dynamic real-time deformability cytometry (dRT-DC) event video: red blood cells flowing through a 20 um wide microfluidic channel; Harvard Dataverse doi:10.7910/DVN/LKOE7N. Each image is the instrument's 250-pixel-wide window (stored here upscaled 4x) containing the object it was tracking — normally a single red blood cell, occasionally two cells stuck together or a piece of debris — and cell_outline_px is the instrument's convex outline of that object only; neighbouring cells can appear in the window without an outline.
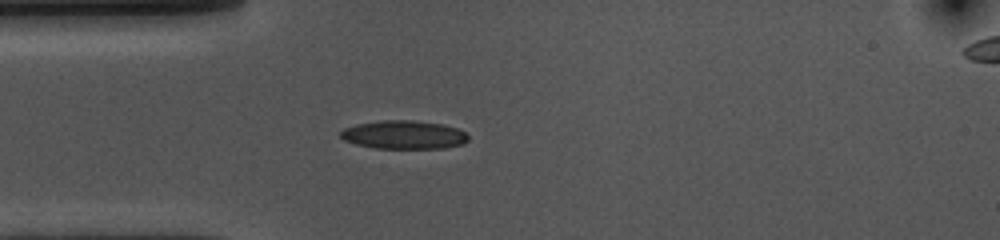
{"species": "common noctule bat (a hibernating species)", "species_latin": "Nyctalus noctula", "temperature_condition": "cold", "stored_images_in_passage": 41, "camera_frame_rate_fps": 3000, "um_per_image_px": 0.085, "animal": {"sex": "female", "body_mass_g": 10.0, "forearm_length_mm": 53.1}, "frame": {"image": 1, "passage_image": 1, "time_ms": 0.0, "image_size_px": [1000, 240], "cell_outline_px": [[468, 140], [464, 144], [444, 148], [376, 148], [356, 144], [344, 140], [340, 136], [340, 132], [344, 128], [356, 124], [384, 120], [412, 120], [444, 124], [456, 128], [464, 132], [468, 136]], "centroid_in_image_um": [34.33, 11.45], "position_along_channel_um": 50.7, "area_um2": 21.15}}
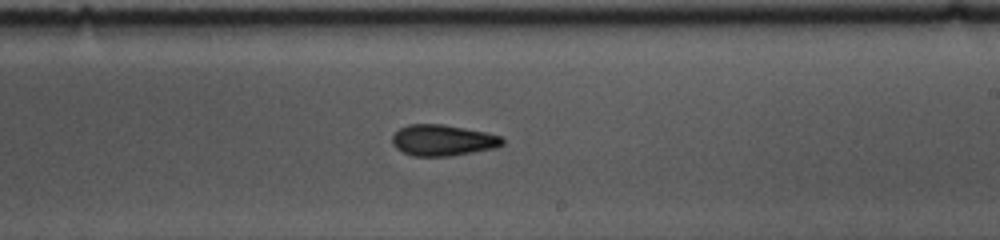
{"frame": {"image": 2, "passage_image": 18, "time_ms": 5.667, "image_size_px": [1000, 240], "cell_outline_px": [[504, 144], [496, 148], [452, 156], [412, 156], [396, 148], [392, 144], [392, 136], [400, 128], [408, 124], [440, 124], [464, 128], [504, 136]], "centroid_in_image_um": [37.66, 11.93], "position_along_channel_um": 251.3, "area_um2": 20.06}}
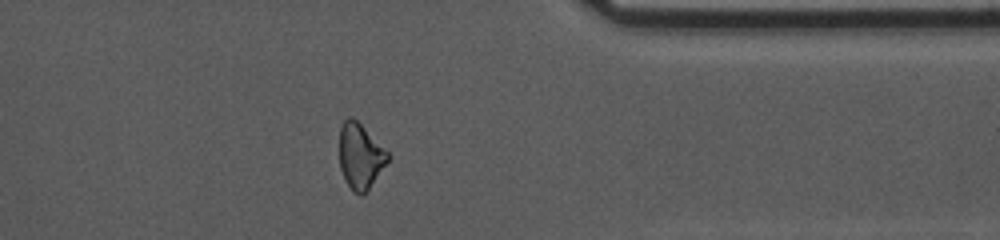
{"frame": {"image": 3, "passage_image": 30, "time_ms": 9.667, "image_size_px": [1000, 240], "cell_outline_px": [[388, 160], [364, 196], [360, 196], [352, 192], [344, 180], [340, 168], [340, 128], [344, 120], [348, 116], [352, 116], [388, 152]], "centroid_in_image_um": [30.59, 13.31], "position_along_channel_um": 380.8, "area_um2": 18.32}, "authors_computed_cell_mechanics": {"area_um2": 20.3456, "velocity_mm_per_s": 3.615, "shape_relaxation_time_tau1_ms": 3.0564, "shape_relaxation_time_tau2_ms": 5.1887, "deformation_change_tau1": 0.1199, "deformation_change_tau2": 0.1324}}